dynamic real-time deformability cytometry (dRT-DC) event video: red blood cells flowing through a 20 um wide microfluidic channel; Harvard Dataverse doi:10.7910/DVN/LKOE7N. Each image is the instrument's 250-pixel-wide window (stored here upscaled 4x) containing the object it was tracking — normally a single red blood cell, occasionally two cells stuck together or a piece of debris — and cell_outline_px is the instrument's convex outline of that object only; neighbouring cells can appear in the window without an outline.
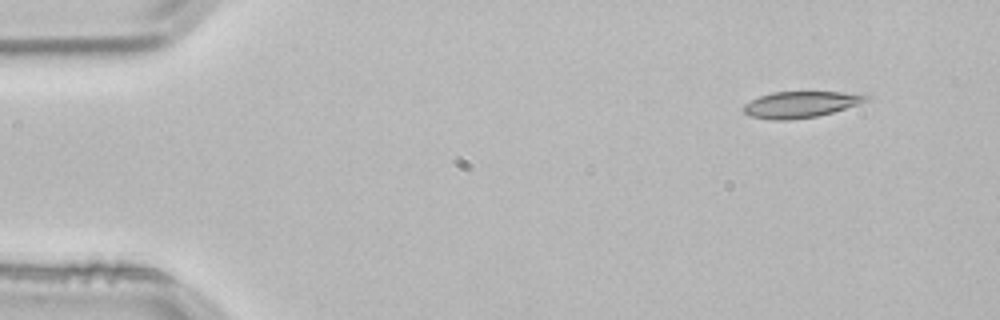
{"species": "common noctule bat (a hibernating species)", "species_latin": "Nyctalus noctula", "temperature_condition": "room temperature", "stored_images_in_passage": 2, "camera_frame_rate_fps": 3000, "um_per_image_px": 0.085, "animal": {"sex": "male", "body_mass_g": 21.5, "forearm_length_mm": 52.0}, "frame": {"image": 1, "passage_image": 1, "time_ms": 0.0, "image_size_px": [1000, 320], "cell_outline_px": [[872, 100], [832, 112], [816, 116], [788, 120], [768, 120], [748, 116], [740, 108], [744, 104], [760, 96], [772, 92], [868, 92], [872, 96]], "centroid_in_image_um": [68.13, 8.87], "position_along_channel_um": 16.9, "area_um2": 19.25}}